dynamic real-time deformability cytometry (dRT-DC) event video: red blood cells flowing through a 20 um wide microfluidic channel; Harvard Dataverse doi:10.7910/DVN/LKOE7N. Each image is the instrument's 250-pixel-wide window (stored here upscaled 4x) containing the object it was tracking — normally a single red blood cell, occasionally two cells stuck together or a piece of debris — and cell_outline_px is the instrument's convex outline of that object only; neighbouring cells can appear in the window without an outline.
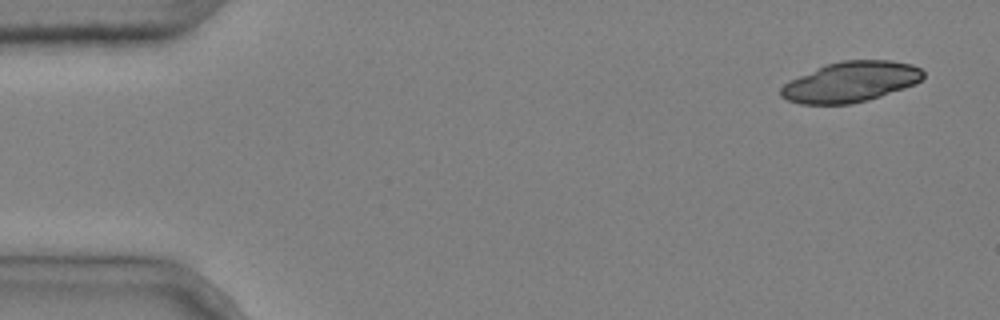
{"species": "common noctule bat (a hibernating species)", "species_latin": "Nyctalus noctula", "temperature_condition": "cold", "stored_images_in_passage": 10, "camera_frame_rate_fps": 3000, "um_per_image_px": 0.085, "animal": {"sex": "male", "body_mass_g": 20.4}, "frame": {"image": 1, "passage_image": 1, "time_ms": 0.0, "image_size_px": [1000, 320], "cell_outline_px": [[924, 76], [916, 84], [868, 100], [852, 104], [800, 104], [788, 100], [780, 96], [780, 88], [784, 84], [824, 64], [844, 60], [892, 60], [912, 64], [920, 68], [924, 72]], "centroid_in_image_um": [72.33, 6.96], "position_along_channel_um": 12.7, "area_um2": 33.47}}